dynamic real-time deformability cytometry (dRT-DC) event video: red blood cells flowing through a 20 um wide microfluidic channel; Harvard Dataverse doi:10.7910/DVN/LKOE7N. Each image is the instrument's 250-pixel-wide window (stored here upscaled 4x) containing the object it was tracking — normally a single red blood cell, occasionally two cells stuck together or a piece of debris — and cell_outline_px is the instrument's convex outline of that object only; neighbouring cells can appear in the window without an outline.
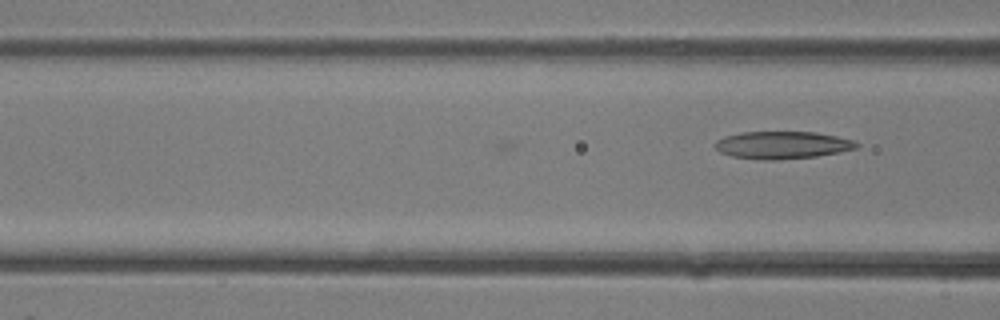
{"species": "common noctule bat (a hibernating species)", "species_latin": "Nyctalus noctula", "temperature_condition": "room temperature", "stored_images_in_passage": 14, "camera_frame_rate_fps": 3000, "um_per_image_px": 0.085, "animal": {"sex": "female"}, "frame": {"image": 1, "passage_image": 14, "time_ms": 4.333, "image_size_px": [1000, 320], "cell_outline_px": [[860, 144], [856, 148], [840, 152], [816, 156], [776, 160], [764, 160], [732, 156], [720, 152], [712, 144], [716, 140], [724, 136], [740, 132], [816, 132], [856, 140]], "centroid_in_image_um": [66.49, 12.32], "position_along_channel_um": 100.1, "area_um2": 22.77}}